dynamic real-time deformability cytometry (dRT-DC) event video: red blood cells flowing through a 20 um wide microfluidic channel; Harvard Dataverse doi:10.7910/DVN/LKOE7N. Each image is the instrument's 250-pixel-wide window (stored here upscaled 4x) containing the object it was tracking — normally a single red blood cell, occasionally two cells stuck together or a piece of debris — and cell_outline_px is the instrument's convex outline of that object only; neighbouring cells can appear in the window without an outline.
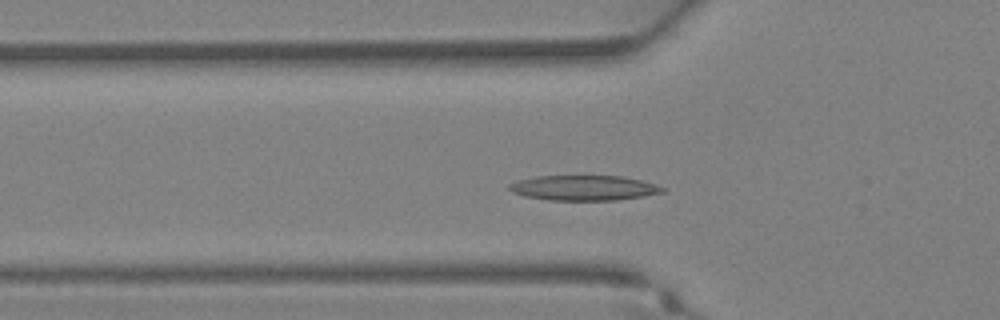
{"species": "Egyptian fruit bat (a non-hibernating species)", "species_latin": "Rousettus aegyptiacus", "temperature_condition": "warm", "stored_images_in_passage": 32, "camera_frame_rate_fps": 3000, "um_per_image_px": 0.085, "animal": {"sex": "female"}, "frame": {"image": 1, "passage_image": 8, "time_ms": 2.333, "image_size_px": [1000, 320], "cell_outline_px": [[668, 188], [664, 192], [644, 196], [616, 200], [548, 200], [524, 196], [512, 192], [508, 188], [508, 184], [520, 180], [536, 176], [624, 176], [656, 184]], "centroid_in_image_um": [49.66, 15.97], "position_along_channel_um": 76.1, "area_um2": 22.48}}
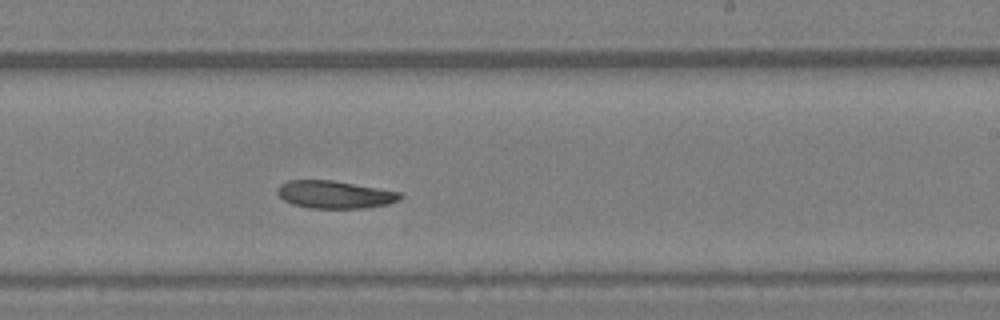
{"frame": {"image": 2, "passage_image": 18, "time_ms": 5.667, "image_size_px": [1000, 320], "cell_outline_px": [[404, 196], [388, 204], [364, 208], [312, 208], [292, 204], [284, 200], [276, 192], [276, 188], [280, 184], [288, 180], [332, 180], [400, 192]], "centroid_in_image_um": [28.41, 16.53], "position_along_channel_um": 260.6, "area_um2": 19.65}}
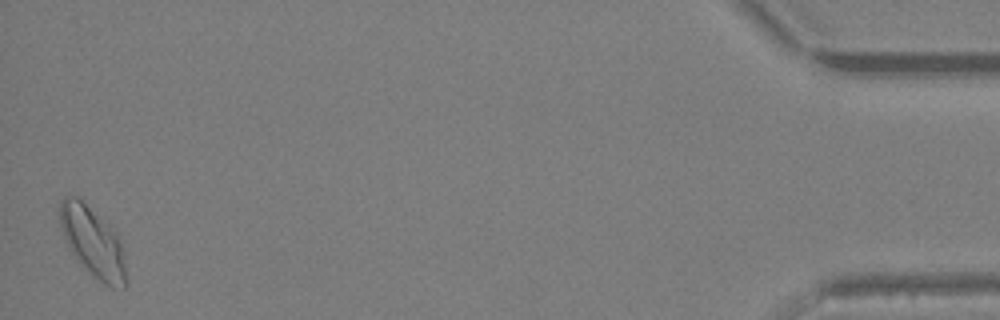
{"frame": {"image": 3, "passage_image": 32, "time_ms": 10.333, "image_size_px": [1000, 320], "cell_outline_px": [[128, 284], [124, 288], [112, 288], [104, 284], [68, 248], [60, 228], [60, 200], [64, 196], [76, 196], [108, 224], [120, 236], [124, 252]], "centroid_in_image_um": [7.94, 20.58], "position_along_channel_um": 427.3, "area_um2": 26.7}}